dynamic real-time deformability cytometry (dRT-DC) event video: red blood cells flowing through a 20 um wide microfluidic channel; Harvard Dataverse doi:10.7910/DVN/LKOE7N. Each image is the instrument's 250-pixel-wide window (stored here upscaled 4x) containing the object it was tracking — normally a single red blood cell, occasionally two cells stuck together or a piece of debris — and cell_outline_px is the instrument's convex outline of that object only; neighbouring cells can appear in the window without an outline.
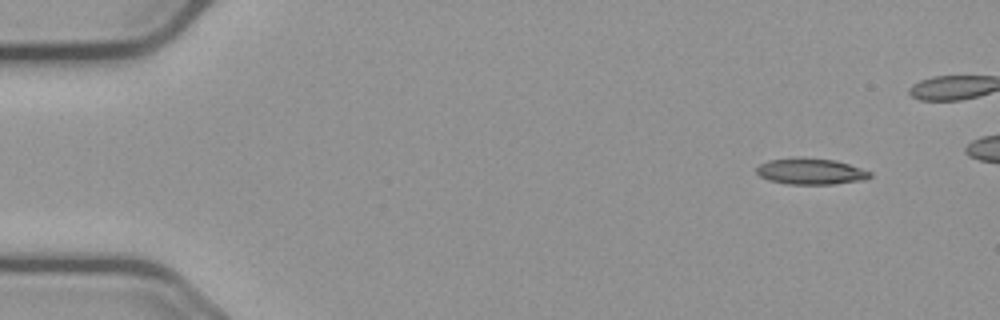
{"species": "common noctule bat (a hibernating species)", "species_latin": "Nyctalus noctula", "temperature_condition": "cold", "stored_images_in_passage": 45, "camera_frame_rate_fps": 3000, "um_per_image_px": 0.085, "animal": {"sex": "male", "body_mass_g": 23.1, "forearm_length_mm": 52.7}, "frame": {"image": 1, "passage_image": 1, "time_ms": 0.0, "image_size_px": [1000, 320], "cell_outline_px": [[872, 176], [864, 180], [832, 184], [788, 184], [768, 180], [760, 176], [756, 172], [756, 168], [760, 164], [768, 160], [792, 156], [804, 156], [836, 160], [872, 172]], "centroid_in_image_um": [68.88, 14.54], "position_along_channel_um": 16.1, "area_um2": 17.69}}
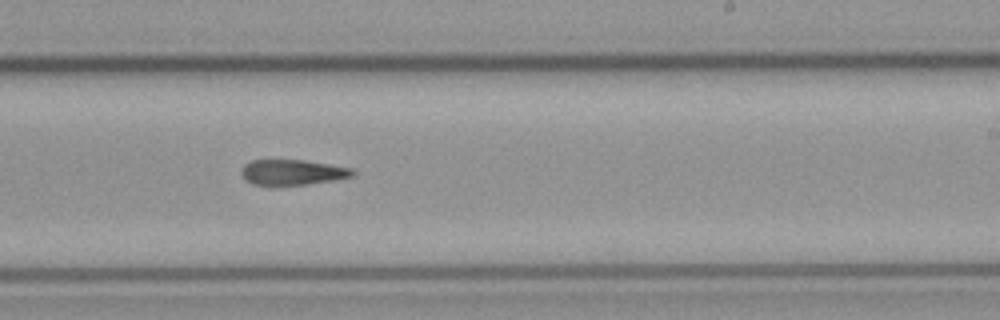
{"frame": {"image": 2, "passage_image": 30, "time_ms": 9.667, "image_size_px": [1000, 320], "cell_outline_px": [[356, 176], [336, 180], [304, 184], [252, 184], [244, 180], [240, 172], [244, 164], [252, 160], [304, 160], [352, 168], [356, 172]], "centroid_in_image_um": [24.88, 14.63], "position_along_channel_um": 264.1, "area_um2": 16.42}}
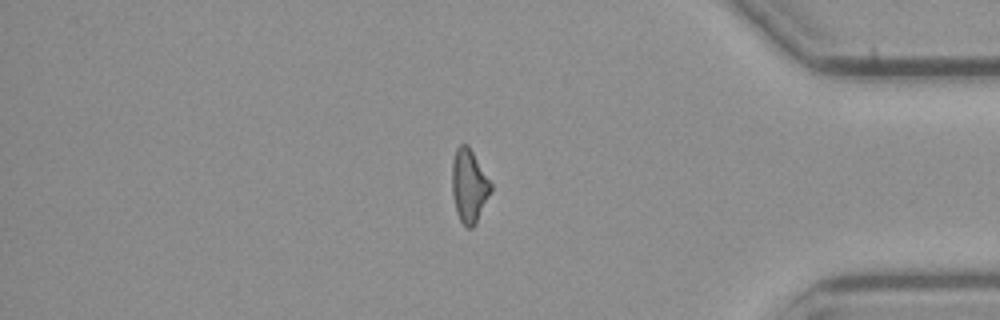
{"frame": {"image": 3, "passage_image": 43, "time_ms": 14.0, "image_size_px": [1000, 320], "cell_outline_px": [[492, 192], [476, 224], [472, 228], [468, 228], [460, 220], [456, 212], [452, 192], [452, 160], [456, 148], [460, 144], [468, 144], [492, 184]], "centroid_in_image_um": [39.88, 15.8], "position_along_channel_um": 395.3, "area_um2": 16.76}, "authors_computed_cell_mechanics": {"area_um2": 17.4556, "velocity_mm_per_s": 3.6921, "shape_relaxation_time_tau1_ms": 10.7216, "shape_relaxation_time_tau2_ms": 9.4104, "deformation_change_tau1": 0.2722, "deformation_change_tau2": 0.2526}}